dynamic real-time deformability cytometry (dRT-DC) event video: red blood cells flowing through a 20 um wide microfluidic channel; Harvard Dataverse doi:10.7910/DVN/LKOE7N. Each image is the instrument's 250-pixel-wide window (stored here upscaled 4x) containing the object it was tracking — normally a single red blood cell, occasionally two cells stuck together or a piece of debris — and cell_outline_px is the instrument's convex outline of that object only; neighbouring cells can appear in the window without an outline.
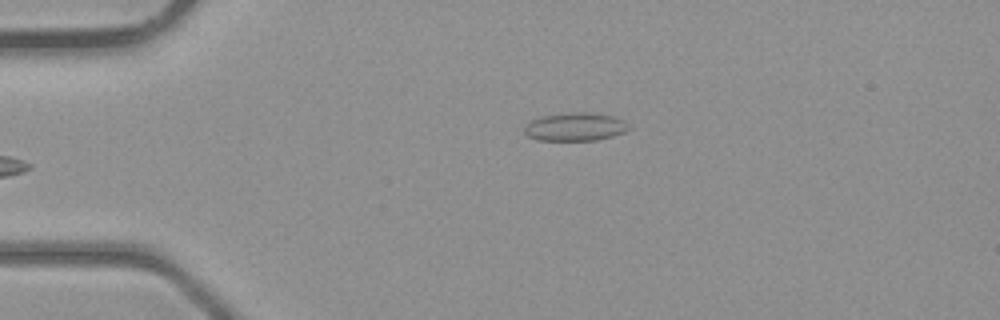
{"species": "common noctule bat (a hibernating species)", "species_latin": "Nyctalus noctula", "temperature_condition": "room temperature", "stored_images_in_passage": 3, "camera_frame_rate_fps": 3000, "um_per_image_px": 0.085, "animal": {"sex": "male", "body_mass_g": 23.1, "forearm_length_mm": 52.7}, "frame": {"image": 1, "passage_image": 3, "time_ms": 2.333, "image_size_px": [1000, 320], "cell_outline_px": [[632, 128], [624, 132], [612, 136], [596, 140], [536, 140], [528, 136], [524, 132], [524, 128], [532, 120], [540, 116], [572, 112], [588, 112], [612, 116], [624, 120]], "centroid_in_image_um": [48.91, 10.78], "position_along_channel_um": 36.1, "area_um2": 17.17}}